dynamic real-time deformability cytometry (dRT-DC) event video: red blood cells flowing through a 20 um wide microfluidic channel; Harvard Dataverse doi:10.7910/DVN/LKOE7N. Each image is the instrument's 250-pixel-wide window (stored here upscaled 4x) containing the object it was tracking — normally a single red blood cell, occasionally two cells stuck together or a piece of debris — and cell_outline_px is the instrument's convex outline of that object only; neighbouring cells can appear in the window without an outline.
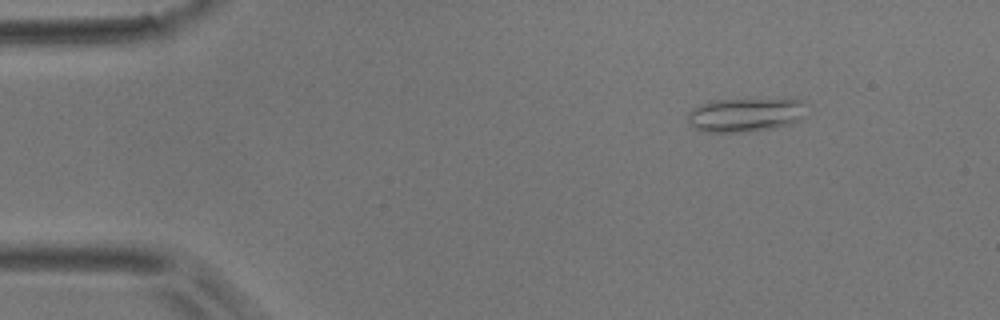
{"species": "common noctule bat (a hibernating species)", "species_latin": "Nyctalus noctula", "temperature_condition": "room temperature", "stored_images_in_passage": 7, "camera_frame_rate_fps": 3000, "um_per_image_px": 0.085, "animal": {"sex": "male", "body_mass_g": 17.9}, "frame": {"image": 1, "passage_image": 2, "time_ms": 1.333, "image_size_px": [1000, 320], "cell_outline_px": [[808, 116], [792, 124], [772, 128], [748, 132], [704, 132], [688, 124], [688, 112], [692, 108], [700, 104], [712, 100], [792, 96], [804, 100], [808, 104]], "centroid_in_image_um": [63.52, 9.7], "position_along_channel_um": 21.5, "area_um2": 25.14}}
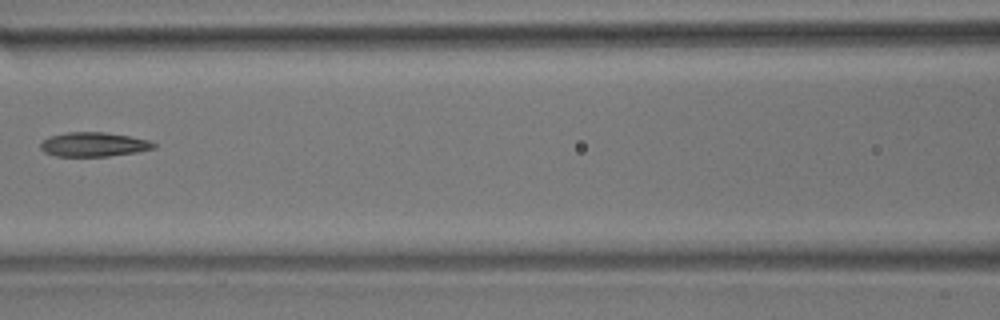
{"frame": {"image": 2, "passage_image": 6, "time_ms": 7.0, "image_size_px": [1000, 320], "cell_outline_px": [[156, 148], [136, 152], [108, 156], [56, 156], [44, 152], [40, 148], [40, 144], [44, 140], [52, 136], [68, 132], [104, 132], [128, 136], [148, 140], [156, 144]], "centroid_in_image_um": [7.97, 12.28], "position_along_channel_um": 158.6, "area_um2": 15.84}}
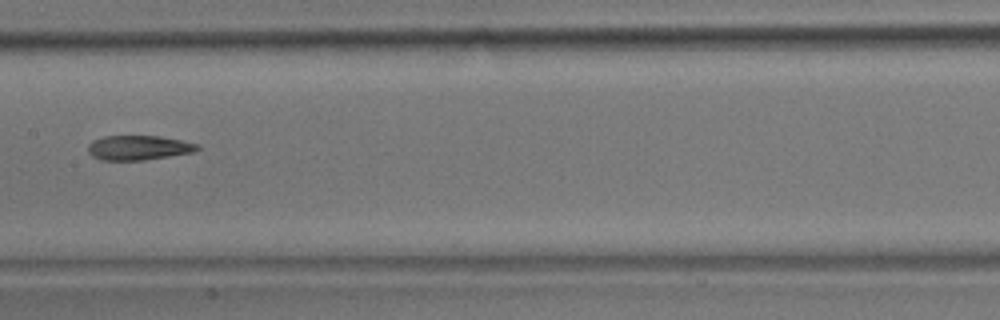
{"frame": {"image": 3, "passage_image": 7, "time_ms": 8.0, "image_size_px": [1000, 320], "cell_outline_px": [[200, 148], [192, 152], [144, 160], [100, 160], [92, 156], [88, 152], [88, 144], [92, 140], [104, 136], [160, 136], [200, 144]], "centroid_in_image_um": [11.75, 12.55], "position_along_channel_um": 195.7, "area_um2": 15.66}}